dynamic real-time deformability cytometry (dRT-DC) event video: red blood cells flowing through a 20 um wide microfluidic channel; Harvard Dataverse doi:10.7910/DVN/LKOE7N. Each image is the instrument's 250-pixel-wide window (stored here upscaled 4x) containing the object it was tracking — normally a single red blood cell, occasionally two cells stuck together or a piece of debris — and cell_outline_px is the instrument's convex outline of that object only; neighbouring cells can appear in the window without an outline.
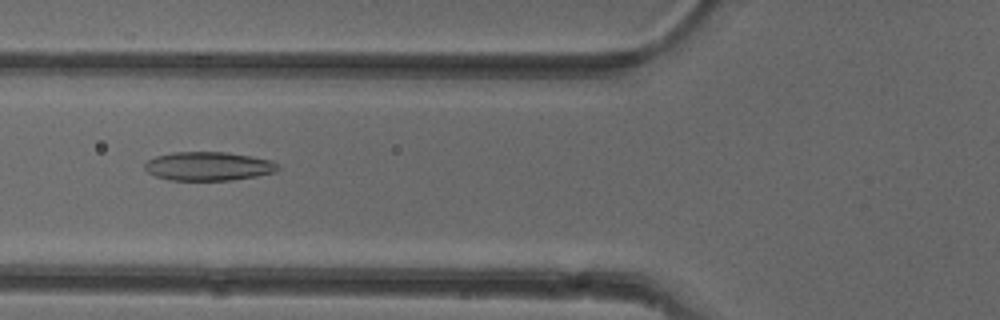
{"species": "common noctule bat (a hibernating species)", "species_latin": "Nyctalus noctula", "temperature_condition": "cold", "stored_images_in_passage": 46, "camera_frame_rate_fps": 3000, "um_per_image_px": 0.085, "animal": {"sex": "female"}, "frame": {"image": 1, "passage_image": 14, "time_ms": 4.333, "image_size_px": [1000, 320], "cell_outline_px": [[280, 168], [276, 172], [256, 176], [232, 180], [168, 180], [156, 176], [148, 172], [144, 168], [144, 164], [148, 160], [156, 156], [172, 152], [224, 152], [272, 160]], "centroid_in_image_um": [17.7, 14.13], "position_along_channel_um": 108.1, "area_um2": 22.25}}
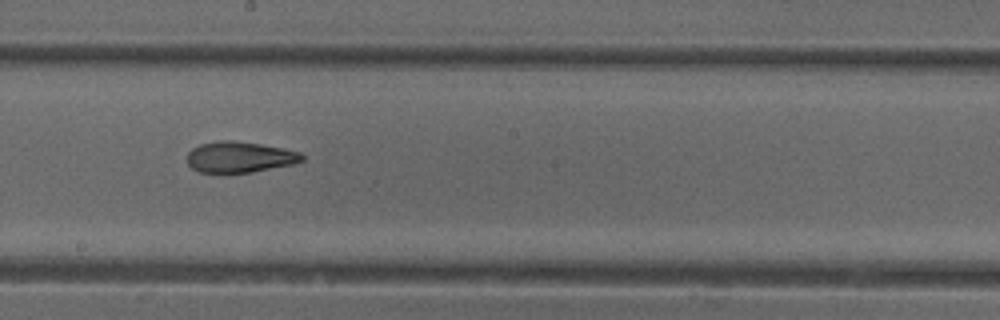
{"frame": {"image": 2, "passage_image": 23, "time_ms": 7.333, "image_size_px": [1000, 320], "cell_outline_px": [[304, 160], [292, 164], [252, 172], [200, 172], [192, 168], [188, 164], [188, 152], [192, 148], [200, 144], [220, 140], [232, 140], [260, 144], [284, 148], [300, 152], [304, 156]], "centroid_in_image_um": [20.38, 13.34], "position_along_channel_um": 227.8, "area_um2": 20.58}}
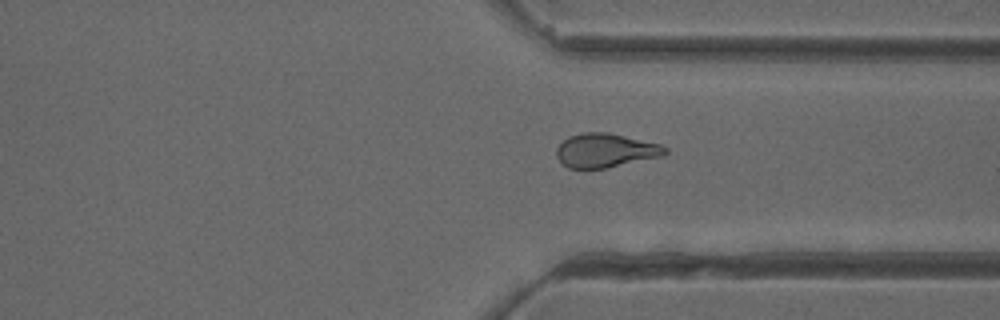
{"frame": {"image": 3, "passage_image": 33, "time_ms": 10.667, "image_size_px": [1000, 320], "cell_outline_px": [[668, 152], [664, 156], [604, 168], [568, 168], [556, 156], [556, 148], [568, 136], [584, 132], [608, 132], [660, 144], [668, 148]], "centroid_in_image_um": [51.48, 12.78], "position_along_channel_um": 359.9, "area_um2": 21.44}, "authors_computed_cell_mechanics": {"area_um2": 22.1374, "velocity_mm_per_s": 3.9706, "shape_relaxation_time_tau1_ms": 9.892, "shape_relaxation_time_tau2_ms": 2.8043, "deformation_change_tau1": 0.196, "deformation_change_tau2": 0.0954}}